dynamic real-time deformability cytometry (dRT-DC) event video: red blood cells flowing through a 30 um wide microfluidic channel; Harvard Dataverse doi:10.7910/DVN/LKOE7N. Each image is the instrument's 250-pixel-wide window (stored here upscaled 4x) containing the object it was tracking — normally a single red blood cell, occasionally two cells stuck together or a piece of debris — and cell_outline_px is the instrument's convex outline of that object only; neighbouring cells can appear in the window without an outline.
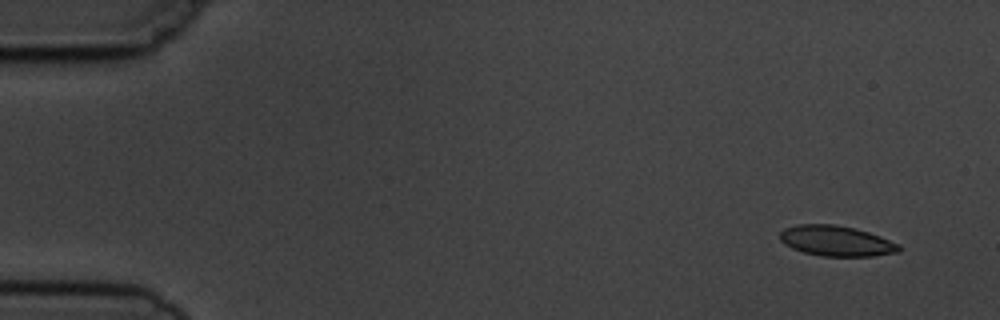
{"species": "common noctule bat (a hibernating species)", "species_latin": "Nyctalus noctula", "temperature_condition": "cold", "stored_images_in_passage": 5, "camera_frame_rate_fps": 3000, "um_per_image_px": 0.085, "animal": {"sex": "male", "body_mass_g": 19.5, "forearm_length_mm": 54.6}, "frame": {"image": 1, "passage_image": 1, "time_ms": 0.0, "image_size_px": [1000, 320], "cell_outline_px": [[900, 252], [872, 256], [820, 256], [804, 252], [792, 248], [784, 244], [780, 240], [780, 232], [784, 228], [800, 224], [832, 224], [852, 228], [868, 232], [880, 236], [900, 244]], "centroid_in_image_um": [71.08, 20.48], "position_along_channel_um": 13.9, "area_um2": 21.04}}
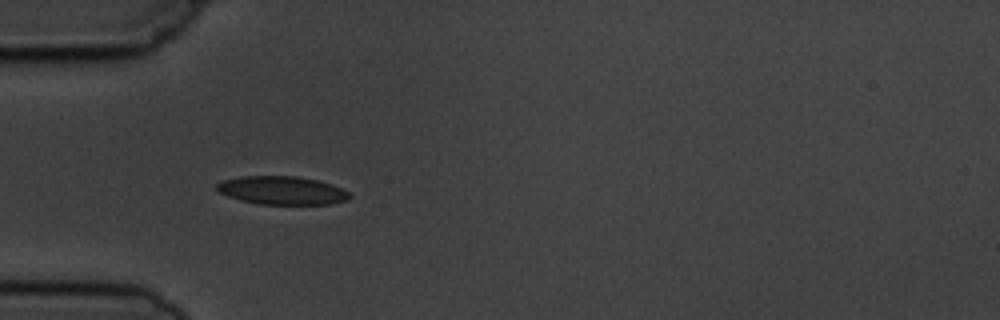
{"frame": {"image": 2, "passage_image": 4, "time_ms": 4.333, "image_size_px": [1000, 320], "cell_outline_px": [[352, 196], [348, 200], [328, 204], [260, 204], [240, 200], [228, 196], [220, 192], [216, 188], [216, 184], [224, 180], [244, 176], [296, 176], [316, 180], [332, 184], [348, 192]], "centroid_in_image_um": [23.98, 16.19], "position_along_channel_um": 61.0, "area_um2": 21.73}}
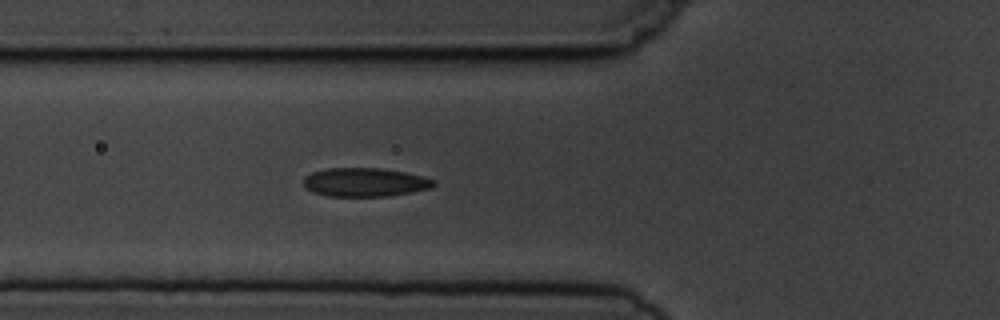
{"frame": {"image": 3, "passage_image": 5, "time_ms": 5.333, "image_size_px": [1000, 320], "cell_outline_px": [[436, 184], [432, 188], [412, 192], [388, 196], [328, 196], [304, 188], [304, 176], [312, 172], [324, 168], [380, 168], [404, 172], [424, 176], [436, 180]], "centroid_in_image_um": [31.04, 15.48], "position_along_channel_um": 94.8, "area_um2": 21.91}}